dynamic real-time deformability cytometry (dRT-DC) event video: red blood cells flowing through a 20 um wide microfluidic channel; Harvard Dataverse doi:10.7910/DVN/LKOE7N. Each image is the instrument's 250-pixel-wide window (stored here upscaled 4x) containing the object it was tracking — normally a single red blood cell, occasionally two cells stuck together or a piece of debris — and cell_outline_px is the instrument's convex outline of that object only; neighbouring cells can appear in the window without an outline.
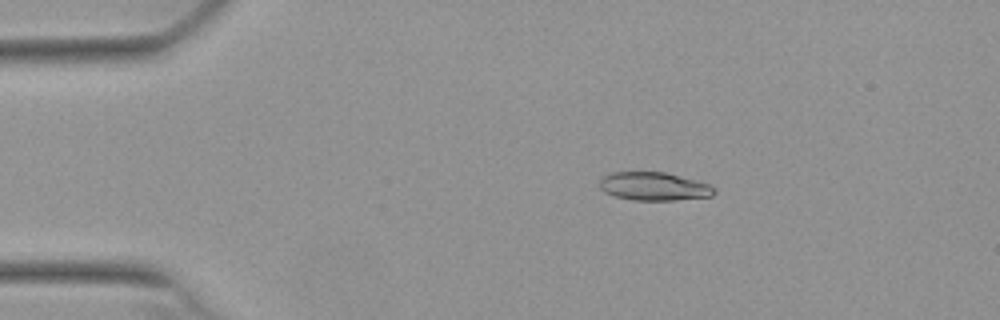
{"species": "Egyptian fruit bat (a non-hibernating species)", "species_latin": "Rousettus aegyptiacus", "temperature_condition": "warm", "stored_images_in_passage": 52, "camera_frame_rate_fps": 3000, "um_per_image_px": 0.085, "animal": {"sex": "female"}, "frame": {"image": 1, "passage_image": 9, "time_ms": 2.667, "image_size_px": [1000, 320], "cell_outline_px": [[716, 192], [712, 196], [676, 200], [632, 200], [616, 196], [604, 192], [600, 188], [600, 180], [608, 172], [664, 172], [696, 180], [708, 184], [716, 188]], "centroid_in_image_um": [55.59, 15.84], "position_along_channel_um": 29.4, "area_um2": 18.9}}
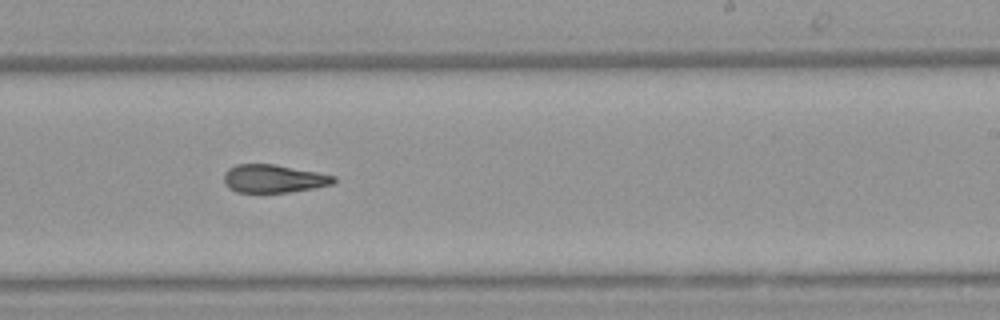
{"frame": {"image": 2, "passage_image": 32, "time_ms": 10.333, "image_size_px": [1000, 320], "cell_outline_px": [[336, 180], [332, 184], [316, 188], [288, 192], [236, 192], [228, 188], [224, 184], [224, 172], [228, 168], [236, 164], [272, 164], [316, 172], [336, 176]], "centroid_in_image_um": [23.22, 15.19], "position_along_channel_um": 265.8, "area_um2": 17.98}}
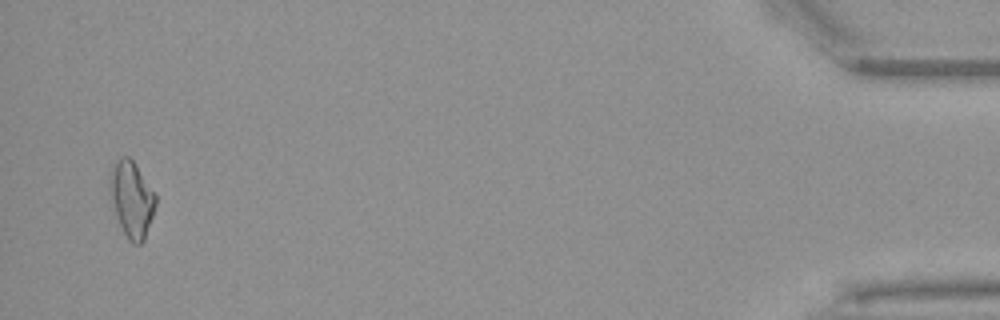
{"frame": {"image": 3, "passage_image": 51, "time_ms": 16.667, "image_size_px": [1000, 320], "cell_outline_px": [[156, 204], [144, 240], [140, 244], [132, 244], [128, 240], [116, 216], [108, 192], [108, 176], [112, 164], [120, 156], [128, 156], [132, 160], [156, 196]], "centroid_in_image_um": [11.14, 16.91], "position_along_channel_um": 424.1, "area_um2": 20.29}, "authors_computed_cell_mechanics": {"area_um2": 18.9006, "velocity_mm_per_s": 3.8402, "shape_relaxation_time_tau1_ms": null, "shape_relaxation_time_tau2_ms": 3.2051, "deformation_change_tau1": null, "deformation_change_tau2": 0.1227}}